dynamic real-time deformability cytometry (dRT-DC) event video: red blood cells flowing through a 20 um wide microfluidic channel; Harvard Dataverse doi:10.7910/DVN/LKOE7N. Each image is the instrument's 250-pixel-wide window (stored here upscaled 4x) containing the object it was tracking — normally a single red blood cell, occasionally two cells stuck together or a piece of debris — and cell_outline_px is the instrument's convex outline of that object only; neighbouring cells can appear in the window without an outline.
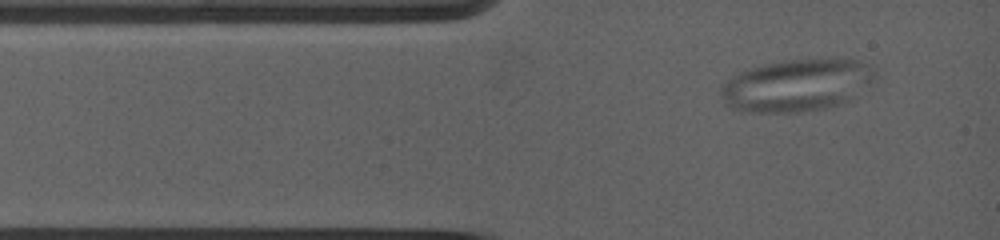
{"species": "common noctule bat (a hibernating species)", "species_latin": "Nyctalus noctula", "temperature_condition": "warm", "stored_images_in_passage": 23, "camera_frame_rate_fps": 5000, "um_per_image_px": 0.085, "animal": {"sex": "female", "body_mass_g": 19.0, "forearm_length_mm": 53.3}, "frame": {"image": 1, "passage_image": 4, "time_ms": 1.0, "image_size_px": [1000, 240], "cell_outline_px": [[860, 64], [836, 104], [824, 108], [776, 112], [768, 112], [744, 108], [724, 92], [720, 88], [720, 84], [736, 76], [760, 68], [780, 64], [824, 60], [852, 60]], "centroid_in_image_um": [67.31, 7.29], "position_along_channel_um": 17.7, "area_um2": 37.8}}
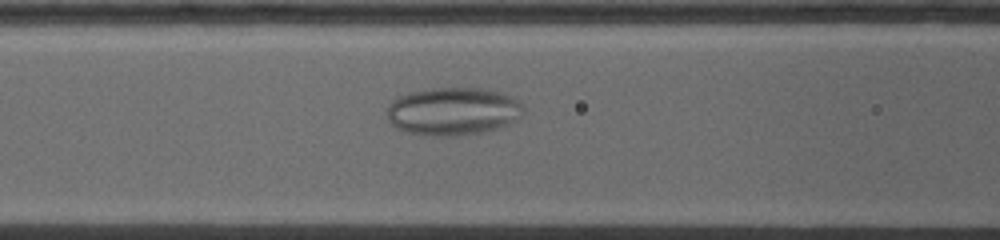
{"frame": {"image": 2, "passage_image": 14, "time_ms": 4.6, "image_size_px": [1000, 240], "cell_outline_px": [[524, 108], [520, 112], [500, 124], [480, 132], [448, 136], [436, 136], [412, 132], [400, 128], [388, 116], [388, 108], [400, 96], [416, 92], [444, 88], [480, 88], [496, 92], [520, 104]], "centroid_in_image_um": [38.42, 9.45], "position_along_channel_um": 128.2, "area_um2": 35.32}}